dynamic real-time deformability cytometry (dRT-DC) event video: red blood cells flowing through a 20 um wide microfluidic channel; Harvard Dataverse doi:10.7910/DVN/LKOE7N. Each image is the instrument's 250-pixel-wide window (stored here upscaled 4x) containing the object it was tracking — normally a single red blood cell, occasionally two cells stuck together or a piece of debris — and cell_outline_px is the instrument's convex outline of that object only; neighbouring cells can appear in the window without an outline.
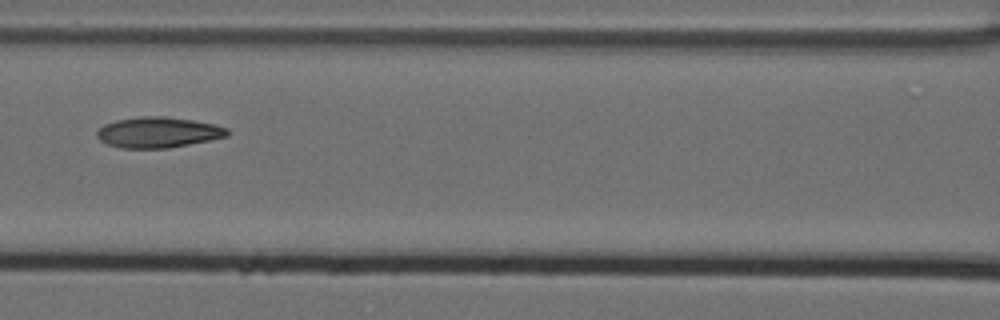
{"species": "Egyptian fruit bat (a non-hibernating species)", "species_latin": "Rousettus aegyptiacus", "temperature_condition": "cold", "stored_images_in_passage": 10, "camera_frame_rate_fps": 3000, "um_per_image_px": 0.085, "animal": {"sex": "female"}, "frame": {"image": 1, "passage_image": 9, "time_ms": 2.667, "image_size_px": [1000, 320], "cell_outline_px": [[228, 136], [212, 140], [168, 148], [120, 148], [108, 144], [100, 140], [96, 136], [96, 132], [104, 124], [116, 120], [140, 116], [164, 116], [192, 120], [216, 124], [228, 128]], "centroid_in_image_um": [13.45, 11.25], "position_along_channel_um": 153.1, "area_um2": 23.41}}
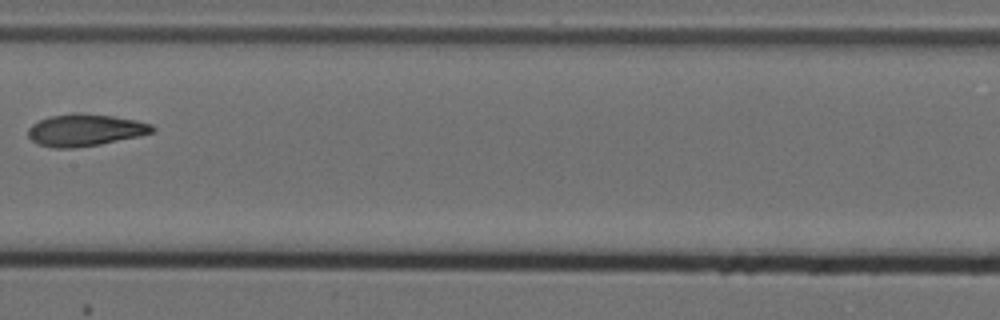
{"frame": {"image": 2, "passage_image": 10, "time_ms": 3.0, "image_size_px": [1000, 320], "cell_outline_px": [[156, 128], [152, 132], [140, 136], [100, 144], [76, 148], [52, 148], [36, 144], [28, 136], [28, 128], [32, 124], [48, 116], [112, 116], [136, 120], [152, 124]], "centroid_in_image_um": [7.23, 11.11], "position_along_channel_um": 200.2, "area_um2": 22.43}}